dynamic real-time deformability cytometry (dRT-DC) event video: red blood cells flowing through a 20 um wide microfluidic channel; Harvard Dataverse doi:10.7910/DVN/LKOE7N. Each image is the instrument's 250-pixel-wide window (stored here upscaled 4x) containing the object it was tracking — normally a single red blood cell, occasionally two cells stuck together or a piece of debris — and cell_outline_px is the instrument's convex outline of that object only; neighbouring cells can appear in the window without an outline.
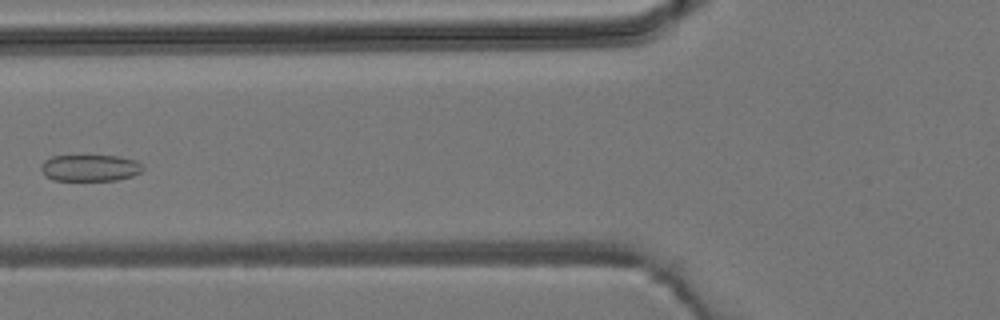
{"species": "common noctule bat (a hibernating species)", "species_latin": "Nyctalus noctula", "temperature_condition": "room temperature", "stored_images_in_passage": 5, "camera_frame_rate_fps": 3000, "um_per_image_px": 0.085, "animal": {"sex": "male", "body_mass_g": 19.2, "forearm_length_mm": 51.8}, "frame": {"image": 1, "passage_image": 5, "time_ms": 4.667, "image_size_px": [1000, 320], "cell_outline_px": [[144, 168], [140, 172], [132, 176], [116, 180], [52, 180], [44, 176], [40, 168], [44, 160], [52, 156], [120, 156], [136, 160]], "centroid_in_image_um": [7.63, 14.27], "position_along_channel_um": 118.2, "area_um2": 15.78}}